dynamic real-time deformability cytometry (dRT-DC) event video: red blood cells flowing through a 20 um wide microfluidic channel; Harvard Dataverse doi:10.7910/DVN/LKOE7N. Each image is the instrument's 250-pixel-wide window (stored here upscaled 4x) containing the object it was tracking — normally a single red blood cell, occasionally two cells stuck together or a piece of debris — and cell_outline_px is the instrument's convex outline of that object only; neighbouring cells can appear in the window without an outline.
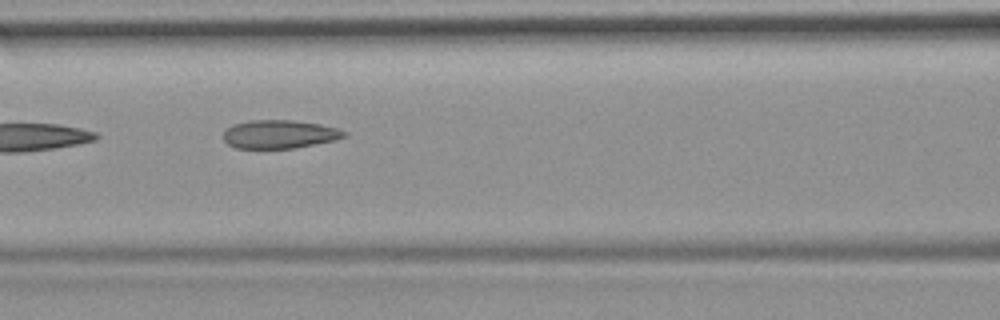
{"species": "common noctule bat (a hibernating species)", "species_latin": "Nyctalus noctula", "temperature_condition": "room temperature", "stored_images_in_passage": 9, "camera_frame_rate_fps": 3000, "um_per_image_px": 0.085, "animal": {"sex": "female", "body_mass_g": 19.9}, "frame": {"image": 1, "passage_image": 8, "time_ms": 9.0, "image_size_px": [1000, 320], "cell_outline_px": [[348, 136], [336, 140], [296, 148], [236, 148], [228, 144], [224, 140], [224, 132], [232, 124], [248, 120], [292, 120], [320, 124], [340, 128], [348, 132]], "centroid_in_image_um": [23.81, 11.4], "position_along_channel_um": 142.8, "area_um2": 20.23}}